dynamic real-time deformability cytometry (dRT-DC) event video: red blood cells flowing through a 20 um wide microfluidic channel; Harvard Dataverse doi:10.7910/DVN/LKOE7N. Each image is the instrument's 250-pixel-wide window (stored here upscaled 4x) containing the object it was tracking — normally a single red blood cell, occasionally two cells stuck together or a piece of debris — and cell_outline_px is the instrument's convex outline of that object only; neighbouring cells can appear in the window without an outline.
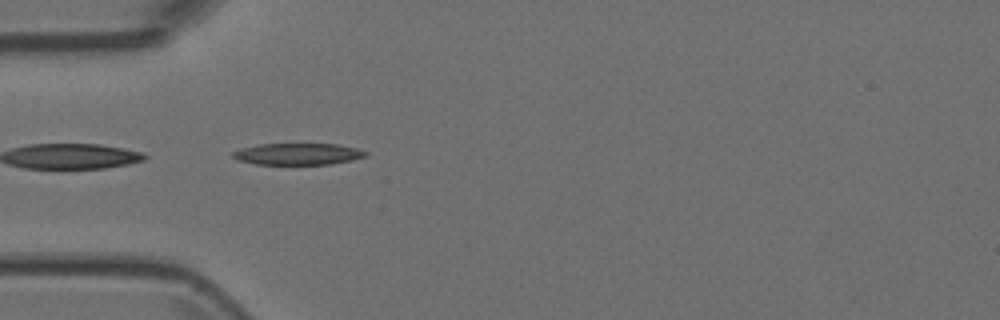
{"species": "Egyptian fruit bat (a non-hibernating species)", "species_latin": "Rousettus aegyptiacus", "temperature_condition": "room temperature", "stored_images_in_passage": 5, "segment_of_instrument_passage": [2, 2], "camera_frame_rate_fps": 3000, "um_per_image_px": 0.085, "animal": {"sex": "female"}, "frame": {"image": 1, "passage_image": 4, "time_ms": 1.0, "image_size_px": [1000, 320], "cell_outline_px": [[368, 156], [352, 160], [332, 164], [256, 164], [240, 160], [232, 156], [232, 152], [240, 148], [260, 144], [340, 144], [360, 148], [368, 152]], "centroid_in_image_um": [25.4, 13.08], "position_along_channel_um": 59.6, "area_um2": 16.82}}